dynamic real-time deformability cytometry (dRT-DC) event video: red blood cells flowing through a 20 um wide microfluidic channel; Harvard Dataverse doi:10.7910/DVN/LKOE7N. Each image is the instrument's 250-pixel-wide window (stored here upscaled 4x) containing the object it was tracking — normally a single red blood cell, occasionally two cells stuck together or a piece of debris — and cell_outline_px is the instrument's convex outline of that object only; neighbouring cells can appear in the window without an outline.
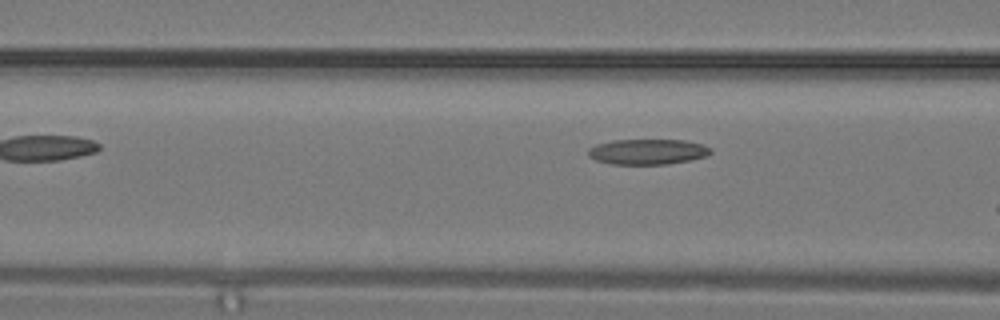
{"species": "common noctule bat (a hibernating species)", "species_latin": "Nyctalus noctula", "temperature_condition": "warm", "stored_images_in_passage": 5, "segment_of_instrument_passage": [2, 2], "camera_frame_rate_fps": 3000, "um_per_image_px": 0.085, "animal": {"sex": "male", "body_mass_g": 19.2, "forearm_length_mm": 51.8}, "frame": {"image": 1, "passage_image": 5, "time_ms": 1.333, "image_size_px": [1000, 320], "cell_outline_px": [[712, 152], [708, 156], [692, 160], [668, 164], [612, 164], [596, 160], [588, 156], [588, 148], [596, 144], [612, 140], [684, 140], [704, 144], [712, 148]], "centroid_in_image_um": [55.09, 12.89], "position_along_channel_um": 111.5, "area_um2": 18.38}}